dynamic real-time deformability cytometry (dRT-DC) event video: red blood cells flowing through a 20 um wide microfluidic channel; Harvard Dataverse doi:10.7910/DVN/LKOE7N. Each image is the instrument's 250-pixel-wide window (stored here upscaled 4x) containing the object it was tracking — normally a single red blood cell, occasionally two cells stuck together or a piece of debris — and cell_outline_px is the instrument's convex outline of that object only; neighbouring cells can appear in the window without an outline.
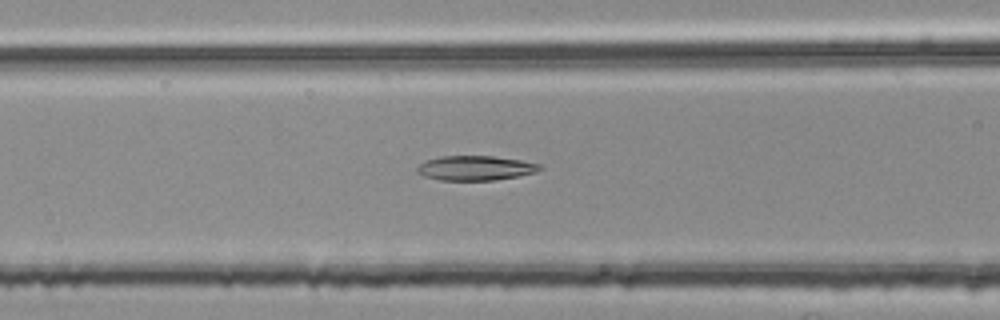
{"species": "common noctule bat (a hibernating species)", "species_latin": "Nyctalus noctula", "temperature_condition": "room temperature", "stored_images_in_passage": 40, "camera_frame_rate_fps": 3000, "um_per_image_px": 0.085, "animal": {"sex": "female", "body_mass_g": 25.1}, "frame": {"image": 1, "passage_image": 17, "time_ms": 5.333, "image_size_px": [1000, 320], "cell_outline_px": [[544, 168], [536, 172], [516, 176], [492, 180], [440, 180], [424, 176], [416, 172], [416, 168], [420, 164], [428, 160], [440, 156], [492, 156], [520, 160], [540, 164]], "centroid_in_image_um": [40.4, 14.28], "position_along_channel_um": 126.2, "area_um2": 17.46}}
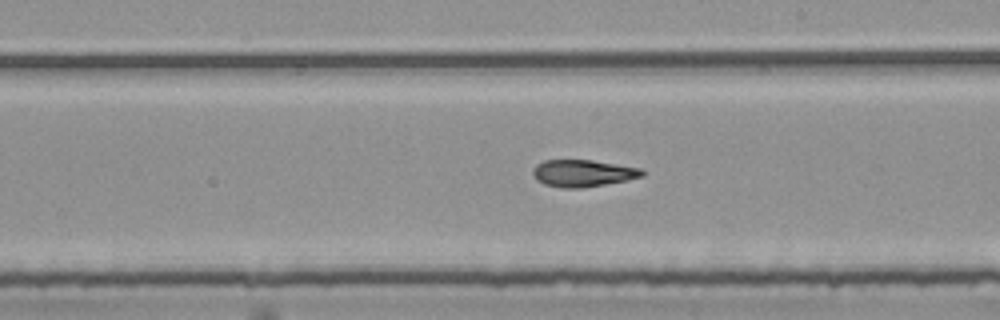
{"frame": {"image": 2, "passage_image": 26, "time_ms": 8.333, "image_size_px": [1000, 320], "cell_outline_px": [[644, 176], [628, 180], [584, 188], [560, 188], [544, 184], [536, 180], [532, 172], [532, 168], [536, 164], [544, 160], [592, 160], [640, 168], [644, 172]], "centroid_in_image_um": [49.52, 14.73], "position_along_channel_um": 239.5, "area_um2": 17.34}}
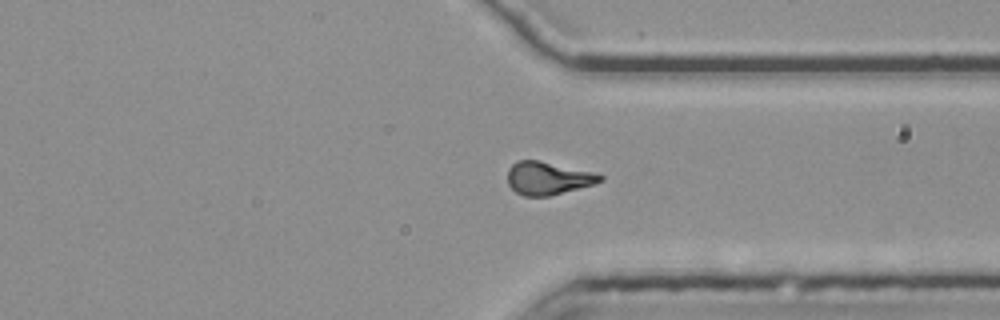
{"frame": {"image": 3, "passage_image": 36, "time_ms": 11.667, "image_size_px": [1000, 320], "cell_outline_px": [[604, 180], [592, 184], [548, 196], [524, 196], [516, 192], [508, 184], [508, 168], [516, 160], [540, 160], [600, 172], [604, 176]], "centroid_in_image_um": [46.61, 15.11], "position_along_channel_um": 364.8, "area_um2": 18.03}}